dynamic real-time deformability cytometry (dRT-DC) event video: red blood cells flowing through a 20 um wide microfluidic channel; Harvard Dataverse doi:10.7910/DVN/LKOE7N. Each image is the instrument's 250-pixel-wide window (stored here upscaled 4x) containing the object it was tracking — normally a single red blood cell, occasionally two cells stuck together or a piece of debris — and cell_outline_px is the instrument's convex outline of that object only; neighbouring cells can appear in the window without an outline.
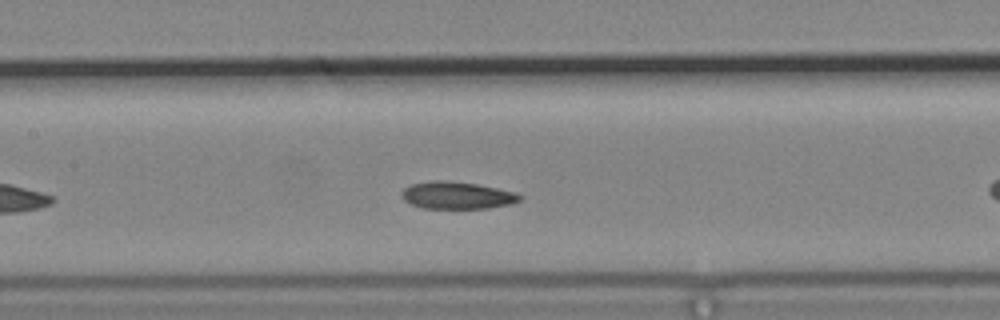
{"species": "common noctule bat (a hibernating species)", "species_latin": "Nyctalus noctula", "temperature_condition": "cold", "stored_images_in_passage": 32, "camera_frame_rate_fps": 3000, "um_per_image_px": 0.085, "animal": {"sex": "male", "body_mass_g": 19.2, "forearm_length_mm": 51.8}, "frame": {"image": 1, "passage_image": 14, "time_ms": 4.333, "image_size_px": [1000, 320], "cell_outline_px": [[524, 196], [520, 200], [512, 204], [488, 208], [424, 208], [412, 204], [404, 200], [400, 196], [400, 192], [404, 188], [412, 184], [432, 180], [444, 180], [476, 184], [516, 192]], "centroid_in_image_um": [38.85, 16.6], "position_along_channel_um": 168.5, "area_um2": 18.79}}
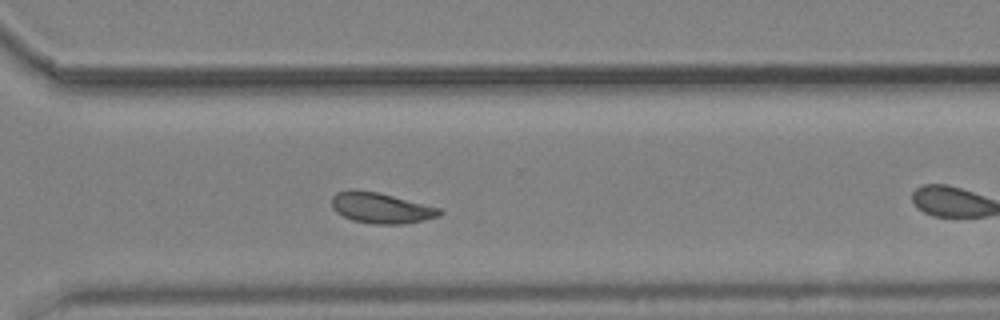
{"frame": {"image": 2, "passage_image": 28, "time_ms": 9.0, "image_size_px": [1000, 320], "cell_outline_px": [[444, 212], [440, 216], [424, 220], [404, 224], [372, 224], [352, 220], [336, 212], [332, 208], [332, 196], [336, 192], [352, 188], [376, 192], [440, 208]], "centroid_in_image_um": [32.36, 17.68], "position_along_channel_um": 338.2, "area_um2": 19.31}, "authors_computed_cell_mechanics": {"area_um2": 18.6116, "velocity_mm_per_s": 3.6515, "shape_relaxation_time_tau1_ms": 2.8378, "shape_relaxation_time_tau2_ms": 3.949, "deformation_change_tau1": 0.0891, "deformation_change_tau2": 0.0905}}